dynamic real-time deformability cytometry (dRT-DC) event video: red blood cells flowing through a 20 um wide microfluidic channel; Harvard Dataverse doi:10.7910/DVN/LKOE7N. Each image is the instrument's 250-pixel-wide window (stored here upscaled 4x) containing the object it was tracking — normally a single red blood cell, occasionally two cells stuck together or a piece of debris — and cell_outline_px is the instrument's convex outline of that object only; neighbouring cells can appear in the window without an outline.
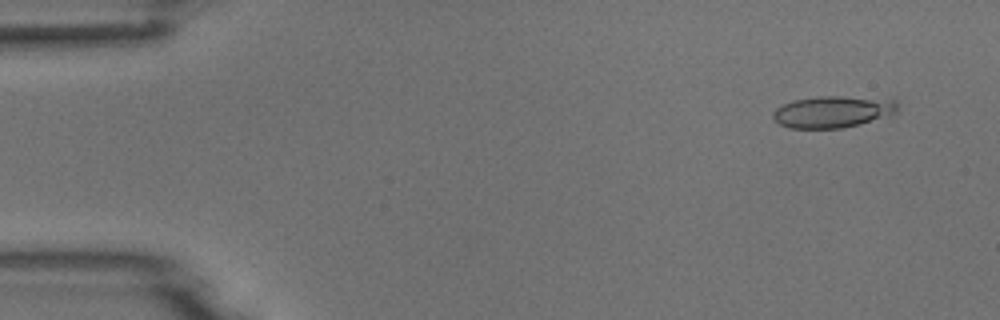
{"species": "common noctule bat (a hibernating species)", "species_latin": "Nyctalus noctula", "temperature_condition": "room temperature", "stored_images_in_passage": 6, "camera_frame_rate_fps": 3000, "um_per_image_px": 0.085, "animal": {"sex": "male", "body_mass_g": 18.8}, "frame": {"image": 1, "passage_image": 2, "time_ms": 1.0, "image_size_px": [1000, 320], "cell_outline_px": [[900, 104], [896, 112], [888, 116], [860, 124], [840, 128], [788, 128], [780, 124], [772, 116], [772, 112], [776, 108], [784, 104], [796, 100], [820, 96], [840, 96], [896, 100]], "centroid_in_image_um": [70.81, 9.5], "position_along_channel_um": 14.2, "area_um2": 22.89}}
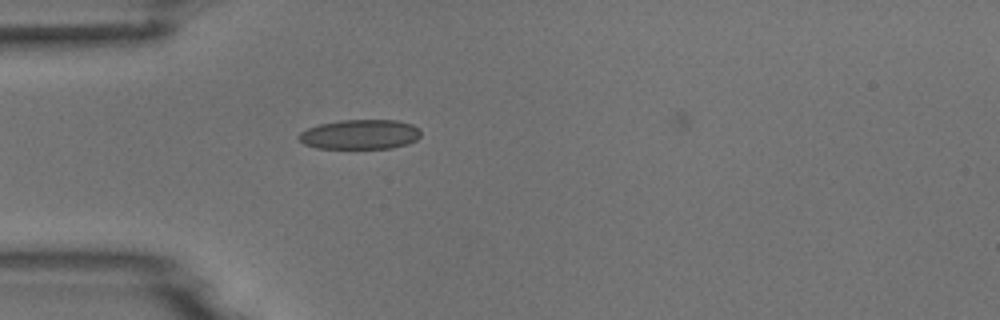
{"frame": {"image": 2, "passage_image": 5, "time_ms": 4.667, "image_size_px": [1000, 320], "cell_outline_px": [[420, 136], [416, 140], [408, 144], [392, 148], [316, 148], [304, 144], [296, 136], [300, 132], [308, 128], [320, 124], [340, 120], [396, 120], [412, 124], [420, 128]], "centroid_in_image_um": [30.61, 11.42], "position_along_channel_um": 54.4, "area_um2": 21.21}}